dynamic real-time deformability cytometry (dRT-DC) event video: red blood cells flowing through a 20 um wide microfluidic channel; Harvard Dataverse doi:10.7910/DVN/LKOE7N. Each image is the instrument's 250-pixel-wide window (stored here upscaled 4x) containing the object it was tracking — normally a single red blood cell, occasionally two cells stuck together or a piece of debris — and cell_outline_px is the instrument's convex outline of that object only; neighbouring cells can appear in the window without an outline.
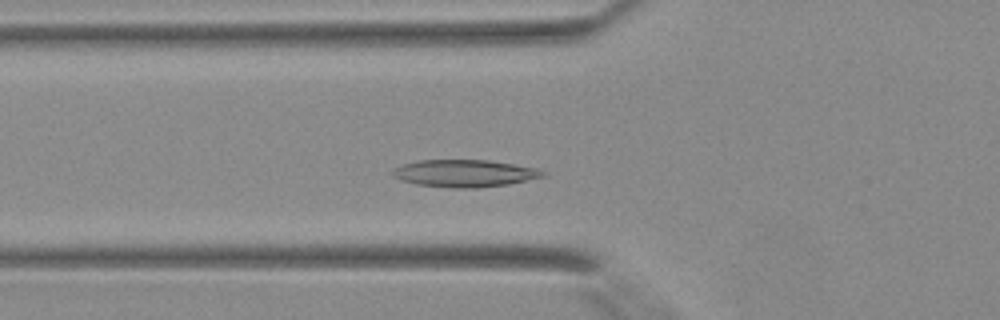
{"species": "Egyptian fruit bat (a non-hibernating species)", "species_latin": "Rousettus aegyptiacus", "temperature_condition": "warm", "stored_images_in_passage": 29, "camera_frame_rate_fps": 3000, "um_per_image_px": 0.085, "animal": {"sex": "female"}, "frame": {"image": 1, "passage_image": 2, "time_ms": 0.333, "image_size_px": [1000, 320], "cell_outline_px": [[548, 176], [508, 184], [476, 188], [452, 188], [416, 184], [392, 176], [392, 168], [400, 164], [420, 160], [488, 160], [536, 168], [548, 172]], "centroid_in_image_um": [39.5, 14.73], "position_along_channel_um": 86.3, "area_um2": 23.99}}
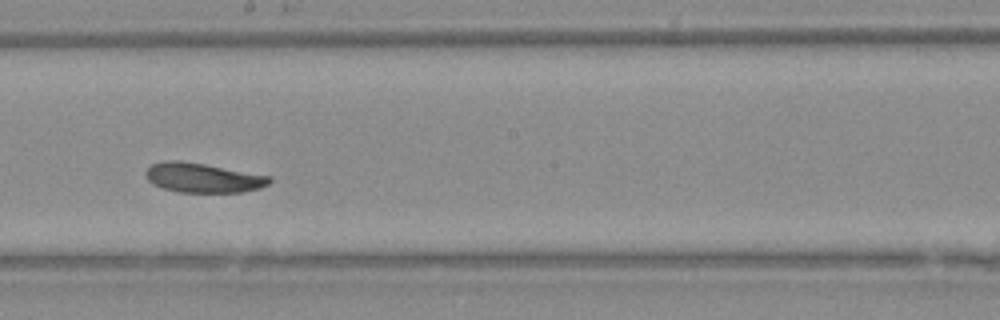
{"frame": {"image": 2, "passage_image": 11, "time_ms": 3.333, "image_size_px": [1000, 320], "cell_outline_px": [[272, 180], [268, 184], [260, 188], [240, 192], [180, 192], [164, 188], [152, 184], [148, 180], [144, 172], [152, 164], [164, 160], [180, 160], [204, 164], [272, 176]], "centroid_in_image_um": [17.24, 15.1], "position_along_channel_um": 231.0, "area_um2": 21.27}}
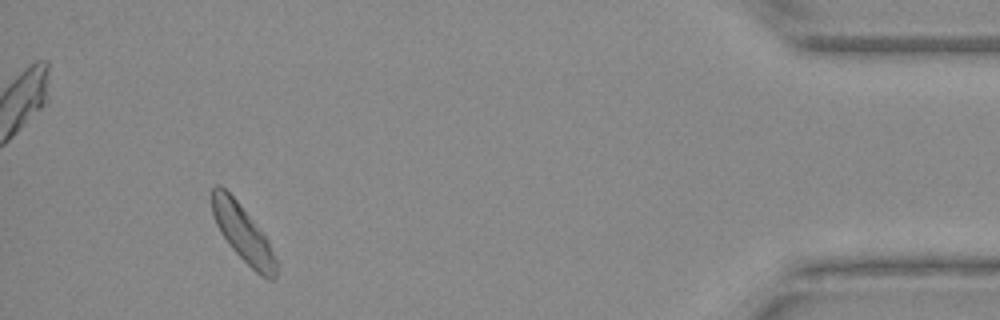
{"frame": {"image": 3, "passage_image": 26, "time_ms": 8.333, "image_size_px": [1000, 320], "cell_outline_px": [[276, 276], [272, 280], [268, 280], [260, 276], [232, 248], [220, 232], [216, 224], [212, 212], [212, 188], [216, 184], [220, 184], [236, 200], [264, 232], [268, 240], [276, 260]], "centroid_in_image_um": [20.65, 19.83], "position_along_channel_um": 414.5, "area_um2": 21.04}}